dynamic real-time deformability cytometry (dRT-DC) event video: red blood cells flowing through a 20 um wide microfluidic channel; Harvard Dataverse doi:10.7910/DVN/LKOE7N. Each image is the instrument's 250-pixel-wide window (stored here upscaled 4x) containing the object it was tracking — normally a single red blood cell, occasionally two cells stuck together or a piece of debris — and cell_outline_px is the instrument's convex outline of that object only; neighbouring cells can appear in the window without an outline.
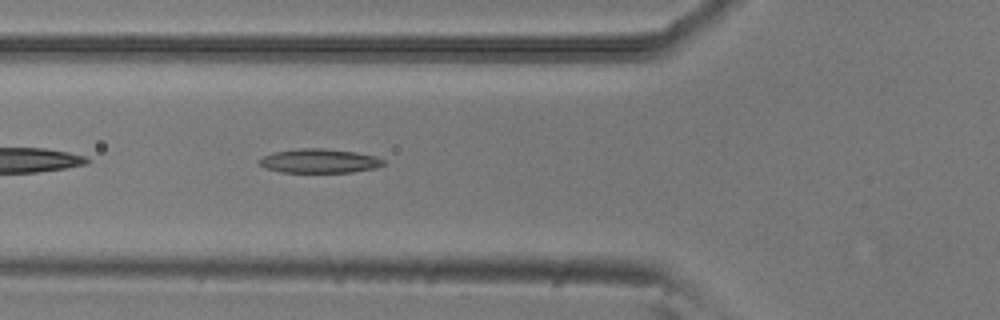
{"species": "common noctule bat (a hibernating species)", "species_latin": "Nyctalus noctula", "temperature_condition": "room temperature", "stored_images_in_passage": 2, "camera_frame_rate_fps": 3000, "um_per_image_px": 0.085, "animal": {"sex": "male", "body_mass_g": 20.5, "forearm_length_mm": 52.5}, "frame": {"image": 1, "passage_image": 2, "time_ms": 0.333, "image_size_px": [1000, 320], "cell_outline_px": [[384, 164], [376, 168], [352, 172], [280, 172], [264, 168], [256, 160], [272, 152], [300, 148], [324, 148], [356, 152], [376, 156], [384, 160]], "centroid_in_image_um": [27.12, 13.67], "position_along_channel_um": 98.7, "area_um2": 17.57}}